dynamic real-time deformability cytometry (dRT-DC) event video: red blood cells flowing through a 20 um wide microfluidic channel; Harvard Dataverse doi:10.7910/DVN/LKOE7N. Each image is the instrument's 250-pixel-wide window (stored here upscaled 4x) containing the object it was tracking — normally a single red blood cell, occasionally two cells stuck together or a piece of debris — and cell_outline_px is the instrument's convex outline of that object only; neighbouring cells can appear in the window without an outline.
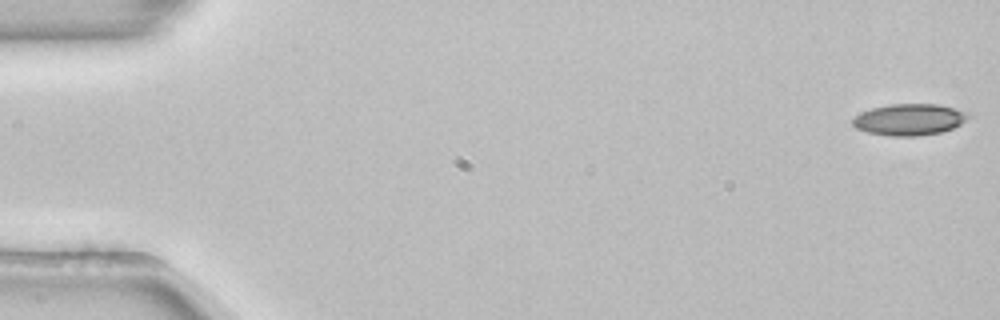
{"species": "common noctule bat (a hibernating species)", "species_latin": "Nyctalus noctula", "temperature_condition": "room temperature", "stored_images_in_passage": 53, "camera_frame_rate_fps": 3000, "um_per_image_px": 0.085, "animal": {"sex": "female", "body_mass_g": 22.7, "forearm_length_mm": 54.2}, "frame": {"image": 1, "passage_image": 1, "time_ms": 0.0, "image_size_px": [1000, 320], "cell_outline_px": [[968, 116], [960, 124], [952, 128], [940, 132], [916, 136], [892, 136], [868, 132], [856, 128], [852, 124], [852, 120], [856, 116], [872, 108], [888, 104], [940, 104], [968, 112]], "centroid_in_image_um": [77.29, 10.15], "position_along_channel_um": 7.7, "area_um2": 20.92}}
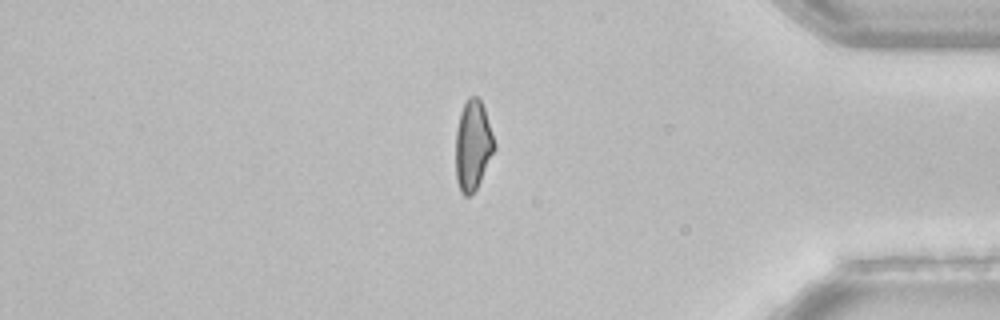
{"frame": {"image": 2, "passage_image": 45, "time_ms": 14.667, "image_size_px": [1000, 320], "cell_outline_px": [[496, 148], [476, 188], [468, 196], [464, 196], [460, 192], [456, 180], [456, 128], [460, 112], [468, 96], [476, 96], [480, 100], [484, 108], [496, 144]], "centroid_in_image_um": [40.18, 12.34], "position_along_channel_um": 395.0, "area_um2": 20.23}}
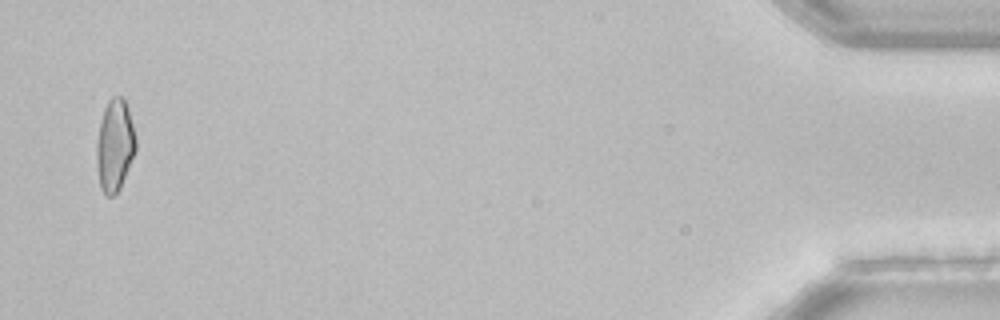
{"frame": {"image": 3, "passage_image": 52, "time_ms": 17.0, "image_size_px": [1000, 320], "cell_outline_px": [[136, 152], [120, 188], [112, 196], [108, 196], [100, 188], [96, 164], [96, 144], [100, 124], [104, 108], [108, 100], [112, 96], [124, 96], [128, 108], [136, 140]], "centroid_in_image_um": [9.75, 12.35], "position_along_channel_um": 425.4, "area_um2": 21.1}, "authors_computed_cell_mechanics": {"area_um2": 21.097, "velocity_mm_per_s": 3.8899, "shape_relaxation_time_tau1_ms": null, "shape_relaxation_time_tau2_ms": 6.021, "deformation_change_tau1": null, "deformation_change_tau2": 0.1237}}